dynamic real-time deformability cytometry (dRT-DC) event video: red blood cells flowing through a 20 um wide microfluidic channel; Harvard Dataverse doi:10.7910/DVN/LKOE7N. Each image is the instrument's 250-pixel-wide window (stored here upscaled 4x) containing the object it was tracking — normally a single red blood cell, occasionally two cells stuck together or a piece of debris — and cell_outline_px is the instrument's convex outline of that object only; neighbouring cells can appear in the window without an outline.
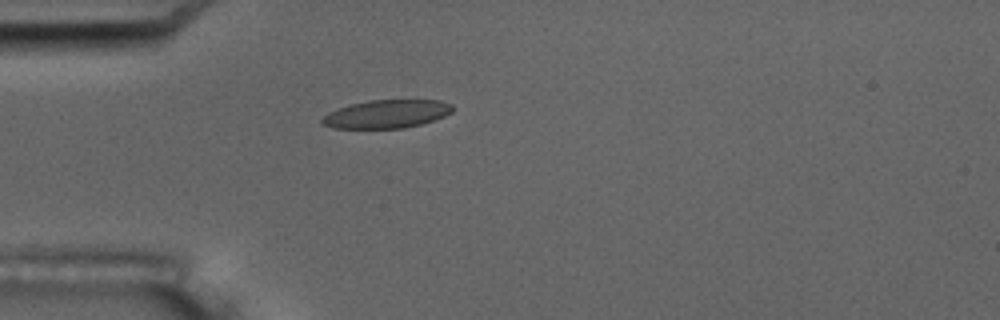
{"species": "common noctule bat (a hibernating species)", "species_latin": "Nyctalus noctula", "temperature_condition": "room temperature", "stored_images_in_passage": 4, "camera_frame_rate_fps": 3000, "um_per_image_px": 0.085, "animal": {"sex": "male", "body_mass_g": 17.5, "forearm_length_mm": 52.3}, "frame": {"image": 1, "passage_image": 4, "time_ms": 4.333, "image_size_px": [1000, 320], "cell_outline_px": [[452, 112], [444, 116], [420, 124], [404, 128], [332, 128], [324, 124], [320, 120], [328, 112], [336, 108], [368, 100], [440, 100], [452, 104]], "centroid_in_image_um": [32.85, 9.68], "position_along_channel_um": 52.2, "area_um2": 21.39}}